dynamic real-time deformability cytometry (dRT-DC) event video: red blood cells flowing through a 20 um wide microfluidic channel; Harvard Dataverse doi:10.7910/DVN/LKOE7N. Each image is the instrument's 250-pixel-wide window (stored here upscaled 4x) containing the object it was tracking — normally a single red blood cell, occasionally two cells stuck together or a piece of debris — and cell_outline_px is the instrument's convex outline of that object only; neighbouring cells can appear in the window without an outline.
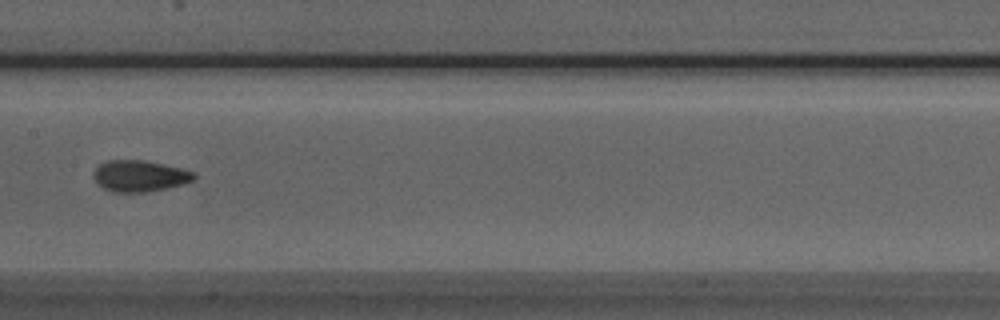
{"species": "Egyptian fruit bat (a non-hibernating species)", "species_latin": "Rousettus aegyptiacus", "temperature_condition": "room temperature", "stored_images_in_passage": 6, "camera_frame_rate_fps": 3000, "um_per_image_px": 0.085, "animal": {"sex": "male"}, "frame": {"image": 1, "passage_image": 6, "time_ms": 1.667, "image_size_px": [1000, 320], "cell_outline_px": [[196, 176], [192, 180], [184, 184], [144, 192], [112, 192], [104, 188], [96, 180], [96, 168], [100, 164], [108, 160], [144, 160], [180, 168], [192, 172]], "centroid_in_image_um": [11.88, 14.95], "position_along_channel_um": 195.5, "area_um2": 17.8}}